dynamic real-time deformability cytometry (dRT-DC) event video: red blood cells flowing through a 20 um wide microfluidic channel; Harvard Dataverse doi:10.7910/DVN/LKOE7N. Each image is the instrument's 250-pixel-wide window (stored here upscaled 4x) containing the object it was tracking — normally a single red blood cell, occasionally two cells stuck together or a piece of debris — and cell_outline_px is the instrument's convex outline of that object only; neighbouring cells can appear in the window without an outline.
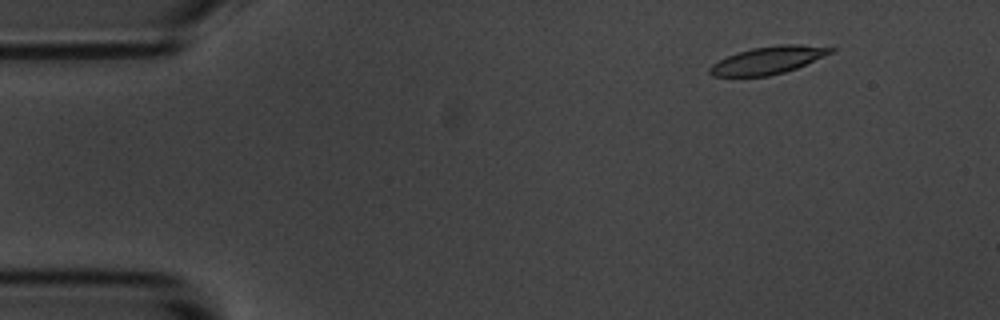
{"species": "common noctule bat (a hibernating species)", "species_latin": "Nyctalus noctula", "temperature_condition": "room temperature", "stored_images_in_passage": 6, "camera_frame_rate_fps": 3000, "um_per_image_px": 0.085, "animal": {"sex": "male", "body_mass_g": 20.1, "forearm_length_mm": 53.5}, "frame": {"image": 1, "passage_image": 2, "time_ms": 1.0, "image_size_px": [1000, 320], "cell_outline_px": [[836, 52], [796, 68], [784, 72], [768, 76], [712, 76], [708, 72], [708, 68], [712, 64], [736, 52], [752, 48], [780, 44], [800, 44], [836, 48]], "centroid_in_image_um": [65.32, 5.11], "position_along_channel_um": 19.7, "area_um2": 19.48}}
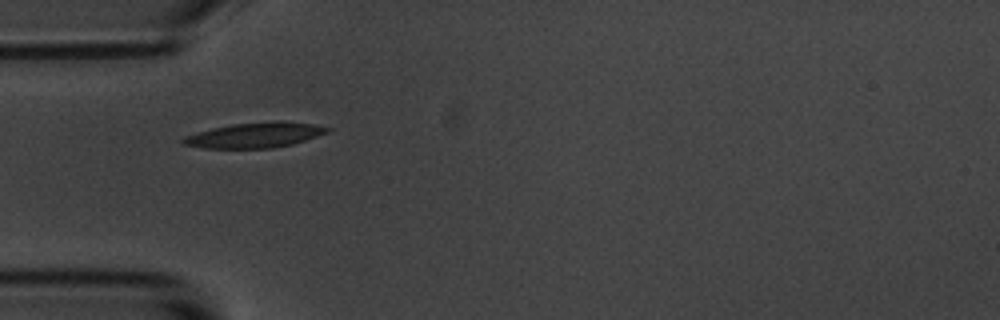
{"frame": {"image": 2, "passage_image": 5, "time_ms": 4.667, "image_size_px": [1000, 320], "cell_outline_px": [[332, 128], [328, 132], [292, 144], [272, 148], [204, 148], [184, 144], [180, 140], [184, 136], [196, 132], [212, 128], [232, 124], [316, 124]], "centroid_in_image_um": [21.56, 11.53], "position_along_channel_um": 63.4, "area_um2": 20.0}}